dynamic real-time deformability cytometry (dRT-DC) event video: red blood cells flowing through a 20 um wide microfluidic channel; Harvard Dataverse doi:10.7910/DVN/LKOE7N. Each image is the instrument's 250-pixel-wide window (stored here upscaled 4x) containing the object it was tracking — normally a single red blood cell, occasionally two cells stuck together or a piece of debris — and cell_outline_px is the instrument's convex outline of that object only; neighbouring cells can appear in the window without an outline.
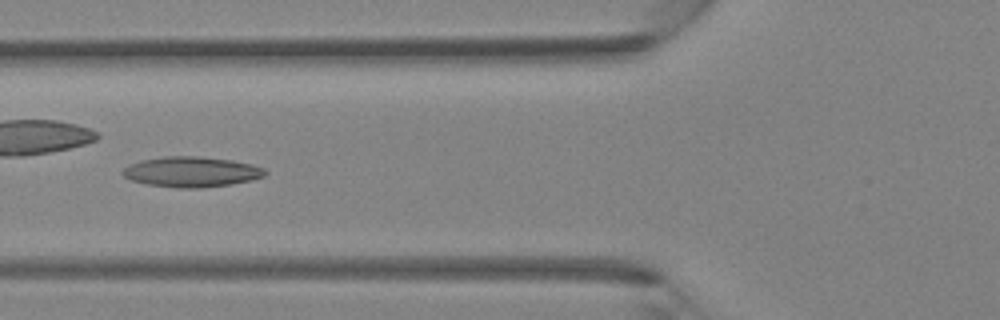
{"species": "Egyptian fruit bat (a non-hibernating species)", "species_latin": "Rousettus aegyptiacus", "temperature_condition": "room temperature", "stored_images_in_passage": 4, "camera_frame_rate_fps": 3000, "um_per_image_px": 0.085, "animal": {"sex": "female"}, "frame": {"image": 1, "passage_image": 4, "time_ms": 1.0, "image_size_px": [1000, 320], "cell_outline_px": [[268, 172], [264, 176], [252, 180], [232, 184], [200, 188], [180, 188], [148, 184], [132, 180], [124, 176], [120, 172], [128, 164], [140, 160], [164, 156], [200, 156], [232, 160], [252, 164], [264, 168]], "centroid_in_image_um": [16.28, 14.6], "position_along_channel_um": 109.5, "area_um2": 25.32}}